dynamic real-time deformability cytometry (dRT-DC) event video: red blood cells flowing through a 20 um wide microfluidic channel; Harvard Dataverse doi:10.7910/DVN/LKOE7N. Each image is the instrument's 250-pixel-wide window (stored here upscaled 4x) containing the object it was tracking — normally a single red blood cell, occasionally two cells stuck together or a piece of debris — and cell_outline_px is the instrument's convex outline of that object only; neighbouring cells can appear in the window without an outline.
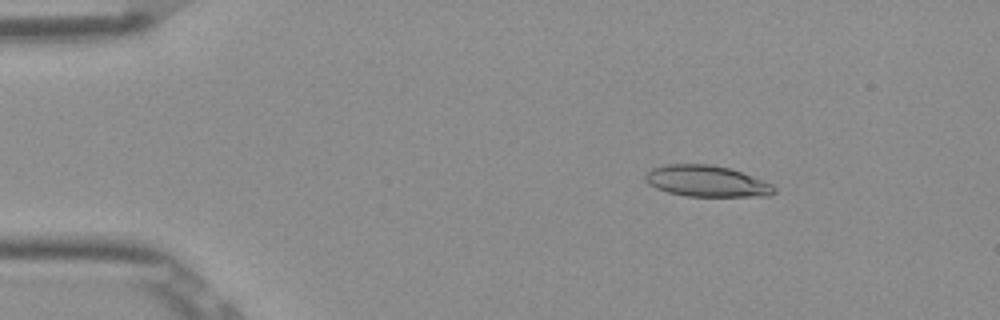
{"species": "Egyptian fruit bat (a non-hibernating species)", "species_latin": "Rousettus aegyptiacus", "temperature_condition": "room temperature", "stored_images_in_passage": 52, "camera_frame_rate_fps": 3000, "um_per_image_px": 0.085, "frame": {"image": 1, "passage_image": 8, "time_ms": 2.333, "image_size_px": [1000, 320], "cell_outline_px": [[776, 192], [772, 196], [688, 196], [668, 192], [656, 188], [648, 184], [644, 180], [644, 176], [652, 168], [668, 164], [708, 164], [728, 168], [740, 172], [772, 184], [776, 188]], "centroid_in_image_um": [60.06, 15.41], "position_along_channel_um": 24.9, "area_um2": 23.29}}
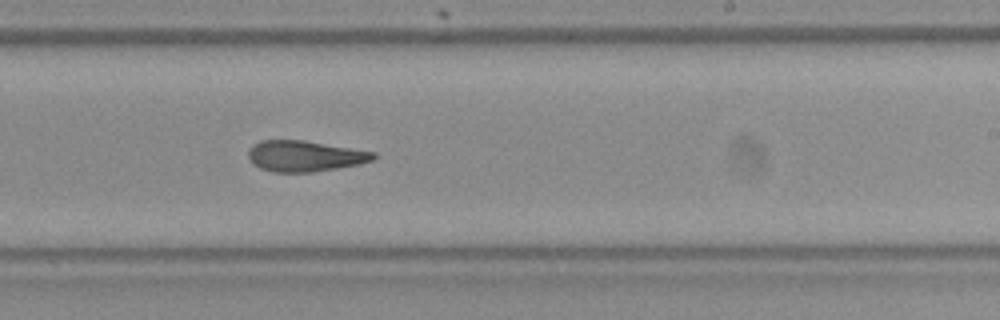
{"frame": {"image": 2, "passage_image": 32, "time_ms": 10.333, "image_size_px": [1000, 320], "cell_outline_px": [[376, 156], [372, 160], [360, 164], [312, 172], [272, 172], [260, 168], [252, 164], [248, 156], [248, 148], [252, 144], [260, 140], [304, 140], [376, 152]], "centroid_in_image_um": [25.86, 13.26], "position_along_channel_um": 263.1, "area_um2": 22.66}}
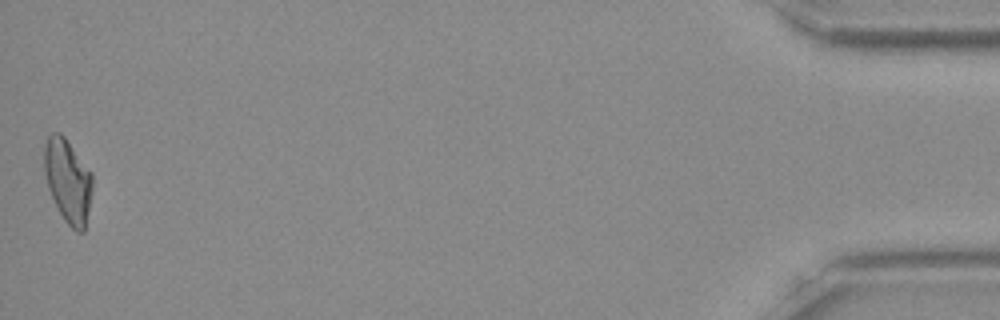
{"frame": {"image": 3, "passage_image": 52, "time_ms": 17.0, "image_size_px": [1000, 320], "cell_outline_px": [[92, 188], [84, 232], [76, 232], [64, 220], [48, 188], [44, 172], [44, 144], [48, 136], [52, 132], [60, 132], [64, 136], [92, 172]], "centroid_in_image_um": [5.76, 15.33], "position_along_channel_um": 429.4, "area_um2": 23.35}, "authors_computed_cell_mechanics": {"area_um2": 23.409, "velocity_mm_per_s": 3.8999, "shape_relaxation_time_tau1_ms": null, "shape_relaxation_time_tau2_ms": 4.1916, "deformation_change_tau1": null, "deformation_change_tau2": 0.1374}}